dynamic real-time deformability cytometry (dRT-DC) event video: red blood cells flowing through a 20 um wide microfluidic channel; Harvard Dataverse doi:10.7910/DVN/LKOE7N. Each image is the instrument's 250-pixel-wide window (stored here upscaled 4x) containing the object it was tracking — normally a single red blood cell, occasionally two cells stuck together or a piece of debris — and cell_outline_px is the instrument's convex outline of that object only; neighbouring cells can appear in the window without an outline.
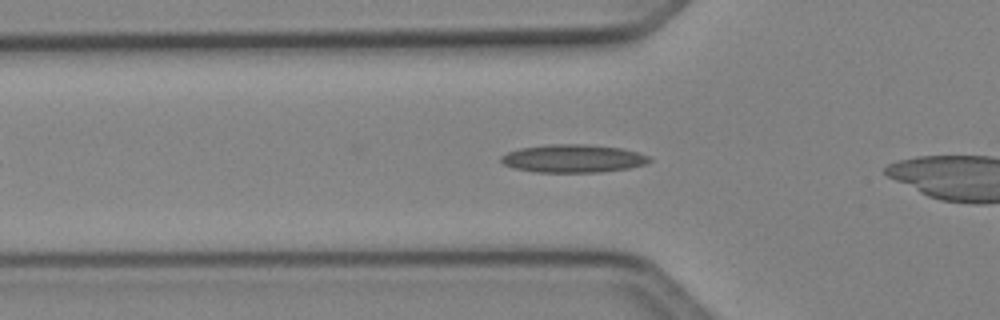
{"species": "Egyptian fruit bat (a non-hibernating species)", "species_latin": "Rousettus aegyptiacus", "temperature_condition": "cold", "stored_images_in_passage": 26, "camera_frame_rate_fps": 3000, "um_per_image_px": 0.085, "animal": {"sex": "female"}, "frame": {"image": 1, "passage_image": 2, "time_ms": 0.333, "image_size_px": [1000, 320], "cell_outline_px": [[652, 160], [644, 164], [628, 168], [600, 172], [536, 172], [512, 168], [504, 164], [500, 160], [500, 156], [508, 152], [520, 148], [548, 144], [584, 144], [624, 148], [648, 156]], "centroid_in_image_um": [48.68, 13.47], "position_along_channel_um": 77.1, "area_um2": 24.22}}
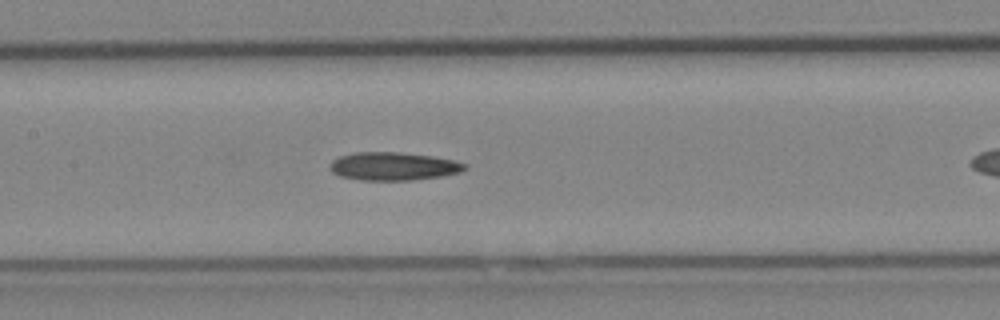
{"frame": {"image": 2, "passage_image": 9, "time_ms": 2.667, "image_size_px": [1000, 320], "cell_outline_px": [[468, 168], [460, 172], [440, 176], [412, 180], [360, 180], [340, 176], [332, 172], [332, 160], [340, 156], [352, 152], [400, 152], [432, 156], [456, 160], [468, 164]], "centroid_in_image_um": [33.48, 14.12], "position_along_channel_um": 173.9, "area_um2": 22.14}}
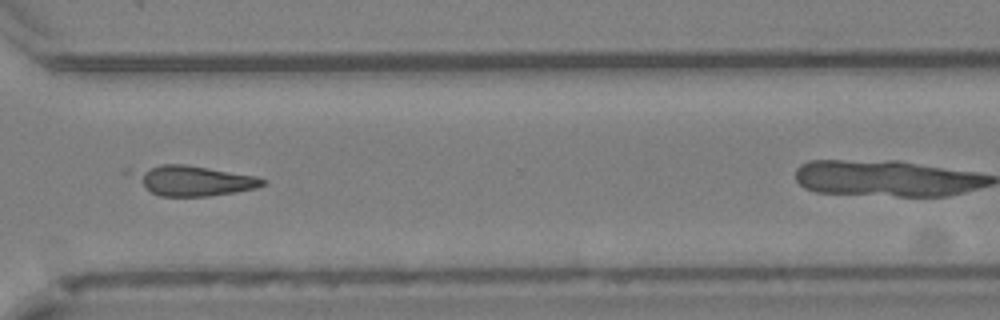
{"frame": {"image": 3, "passage_image": 22, "time_ms": 7.0, "image_size_px": [1000, 320], "cell_outline_px": [[268, 180], [264, 184], [256, 188], [236, 192], [208, 196], [160, 196], [144, 188], [144, 172], [160, 164], [184, 164], [252, 176]], "centroid_in_image_um": [16.68, 15.39], "position_along_channel_um": 353.9, "area_um2": 20.92}}